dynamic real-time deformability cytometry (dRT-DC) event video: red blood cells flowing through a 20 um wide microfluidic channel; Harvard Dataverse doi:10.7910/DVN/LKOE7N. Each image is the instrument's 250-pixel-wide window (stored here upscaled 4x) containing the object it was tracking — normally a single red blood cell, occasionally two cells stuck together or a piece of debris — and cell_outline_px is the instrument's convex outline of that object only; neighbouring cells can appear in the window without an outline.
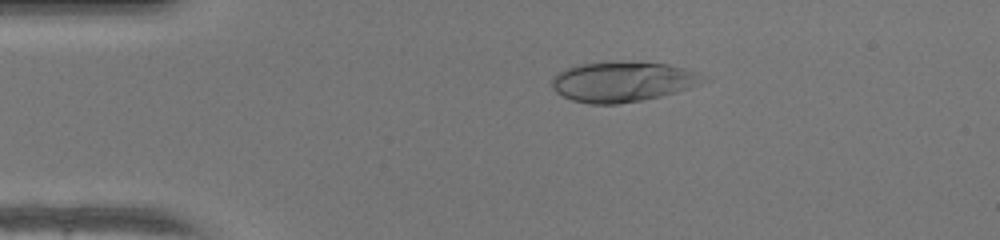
{"species": "human", "species_latin": "Homo sapiens", "temperature_condition": "warm", "stored_images_in_passage": 49, "camera_frame_rate_fps": 3000, "um_per_image_px": 0.085, "donor": {"sex": "female"}, "frame": {"image": 1, "passage_image": 10, "time_ms": 3.0, "image_size_px": [1000, 240], "cell_outline_px": [[712, 80], [692, 88], [660, 96], [640, 100], [616, 104], [588, 104], [572, 100], [556, 92], [552, 88], [552, 76], [556, 72], [564, 68], [576, 64], [620, 60], [668, 64], [688, 68], [712, 76]], "centroid_in_image_um": [53.01, 6.91], "position_along_channel_um": 32.0, "area_um2": 36.65}}
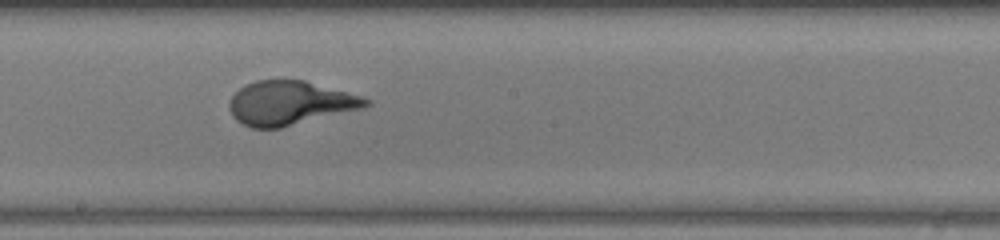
{"frame": {"image": 2, "passage_image": 27, "time_ms": 8.667, "image_size_px": [1000, 240], "cell_outline_px": [[372, 104], [364, 108], [280, 128], [252, 128], [236, 120], [232, 116], [228, 108], [228, 104], [232, 96], [244, 84], [256, 80], [304, 80], [360, 96], [372, 100]], "centroid_in_image_um": [24.63, 8.76], "position_along_channel_um": 223.6, "area_um2": 34.97}}
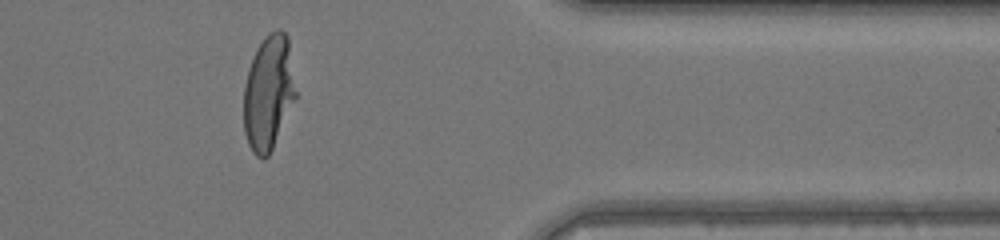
{"frame": {"image": 3, "passage_image": 40, "time_ms": 13.0, "image_size_px": [1000, 240], "cell_outline_px": [[296, 96], [272, 148], [268, 156], [264, 160], [256, 156], [252, 152], [248, 144], [244, 132], [244, 84], [248, 68], [256, 48], [264, 36], [268, 32], [276, 28], [280, 28], [288, 36], [296, 92]], "centroid_in_image_um": [22.8, 7.83], "position_along_channel_um": 388.6, "area_um2": 34.91}, "authors_computed_cell_mechanics": {"area_um2": 35.258, "velocity_mm_per_s": 4.285, "shape_relaxation_time_tau1_ms": 4.213, "shape_relaxation_time_tau2_ms": null, "deformation_change_tau1": 0.2686, "deformation_change_tau2": null}}